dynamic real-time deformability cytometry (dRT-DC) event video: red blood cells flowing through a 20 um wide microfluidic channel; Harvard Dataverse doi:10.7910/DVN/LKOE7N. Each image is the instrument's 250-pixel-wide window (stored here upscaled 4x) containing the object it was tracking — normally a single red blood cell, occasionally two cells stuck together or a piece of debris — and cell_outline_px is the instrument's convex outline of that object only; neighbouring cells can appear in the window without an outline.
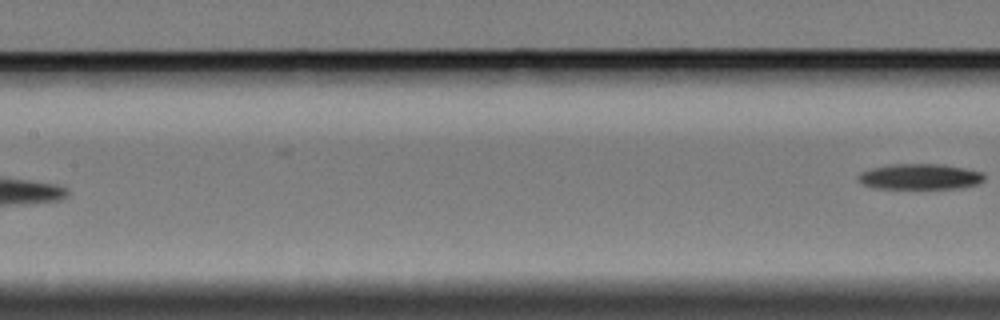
{"species": "Egyptian fruit bat (a non-hibernating species)", "species_latin": "Rousettus aegyptiacus", "temperature_condition": "cold", "stored_images_in_passage": 8, "segment_of_instrument_passage": [2, 2], "camera_frame_rate_fps": 3000, "um_per_image_px": 0.085, "animal": {"sex": "female"}, "frame": {"image": 1, "passage_image": 8, "time_ms": 8.667, "image_size_px": [1000, 320], "cell_outline_px": [[984, 180], [976, 184], [960, 188], [876, 188], [864, 184], [856, 180], [856, 176], [860, 172], [872, 168], [892, 164], [940, 164], [964, 168], [984, 172]], "centroid_in_image_um": [78.18, 15.01], "position_along_channel_um": 129.2, "area_um2": 18.79}}